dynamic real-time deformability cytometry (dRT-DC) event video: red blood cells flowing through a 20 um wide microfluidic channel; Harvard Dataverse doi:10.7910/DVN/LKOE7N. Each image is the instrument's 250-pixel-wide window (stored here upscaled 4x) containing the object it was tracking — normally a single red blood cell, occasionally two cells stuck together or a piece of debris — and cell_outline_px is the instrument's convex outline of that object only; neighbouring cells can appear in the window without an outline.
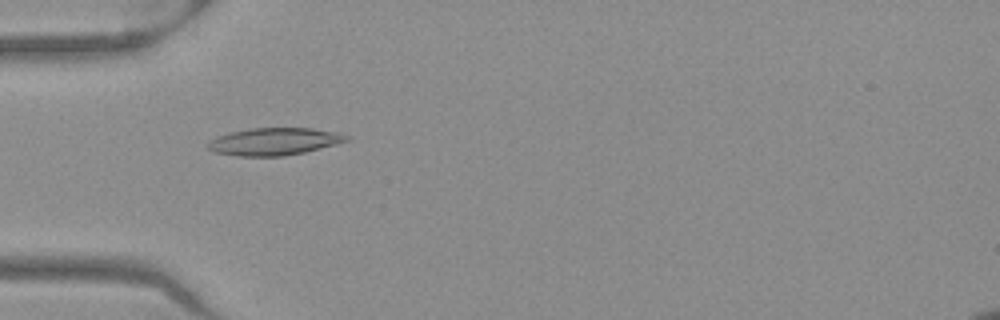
{"species": "Egyptian fruit bat (a non-hibernating species)", "species_latin": "Rousettus aegyptiacus", "temperature_condition": "warm", "stored_images_in_passage": 35, "camera_frame_rate_fps": 3000, "um_per_image_px": 0.085, "frame": {"image": 1, "passage_image": 2, "time_ms": 0.333, "image_size_px": [1000, 320], "cell_outline_px": [[352, 140], [304, 152], [284, 156], [236, 156], [212, 152], [208, 148], [208, 140], [216, 136], [228, 132], [252, 128], [312, 128], [336, 132], [348, 136]], "centroid_in_image_um": [23.27, 12.03], "position_along_channel_um": 61.7, "area_um2": 22.25}}
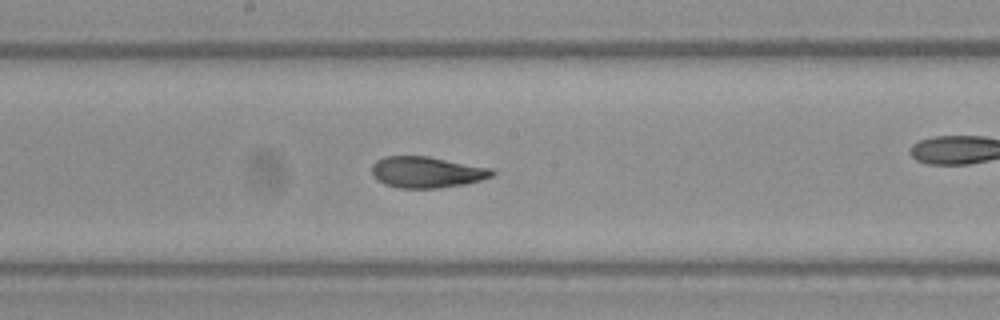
{"frame": {"image": 2, "passage_image": 10, "time_ms": 3.0, "image_size_px": [1000, 320], "cell_outline_px": [[496, 172], [492, 176], [480, 180], [464, 184], [440, 188], [400, 188], [384, 184], [372, 176], [372, 164], [376, 160], [384, 156], [428, 156], [492, 168]], "centroid_in_image_um": [36.26, 14.63], "position_along_channel_um": 211.9, "area_um2": 21.96}}
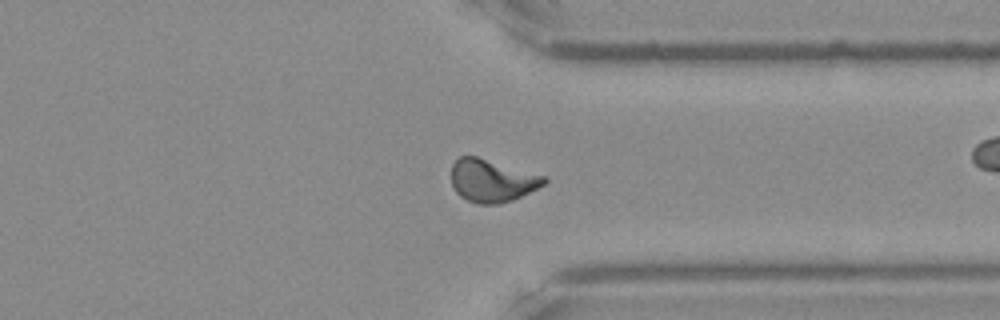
{"frame": {"image": 3, "passage_image": 22, "time_ms": 7.0, "image_size_px": [1000, 320], "cell_outline_px": [[548, 180], [544, 184], [512, 200], [500, 204], [476, 204], [460, 196], [456, 192], [452, 184], [452, 164], [460, 156], [476, 156], [548, 176]], "centroid_in_image_um": [41.83, 15.35], "position_along_channel_um": 369.6, "area_um2": 23.06}, "authors_computed_cell_mechanics": {"area_um2": 22.0218, "velocity_mm_per_s": 3.9621, "shape_relaxation_time_tau1_ms": 7.7038, "shape_relaxation_time_tau2_ms": 1.3193, "deformation_change_tau1": 0.1903, "deformation_change_tau2": 0.031}}